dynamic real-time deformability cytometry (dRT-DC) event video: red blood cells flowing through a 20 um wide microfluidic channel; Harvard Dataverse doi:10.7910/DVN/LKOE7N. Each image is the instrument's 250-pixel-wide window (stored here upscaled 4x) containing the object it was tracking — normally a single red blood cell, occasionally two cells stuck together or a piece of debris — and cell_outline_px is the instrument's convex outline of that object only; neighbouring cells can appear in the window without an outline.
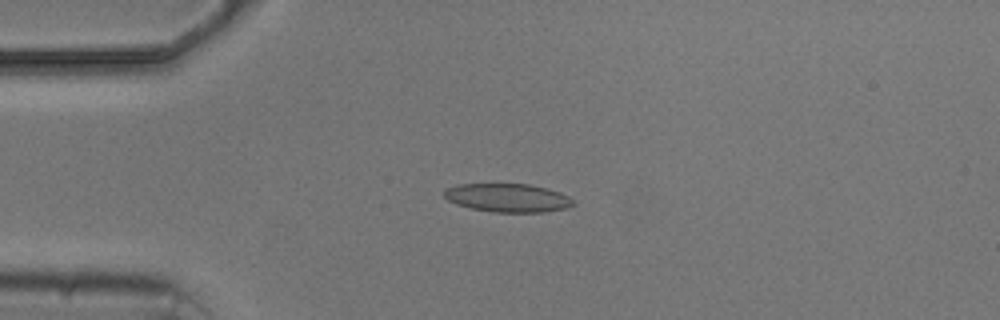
{"species": "common noctule bat (a hibernating species)", "species_latin": "Nyctalus noctula", "temperature_condition": "cold", "stored_images_in_passage": 4, "camera_frame_rate_fps": 3000, "um_per_image_px": 0.085, "animal": {"sex": "male", "body_mass_g": 20.5, "forearm_length_mm": 52.5}, "frame": {"image": 1, "passage_image": 4, "time_ms": 3.667, "image_size_px": [1000, 320], "cell_outline_px": [[576, 204], [564, 208], [544, 212], [492, 212], [472, 208], [456, 204], [448, 200], [444, 196], [444, 188], [456, 184], [528, 184], [548, 188], [560, 192], [568, 196]], "centroid_in_image_um": [43.13, 16.8], "position_along_channel_um": 41.9, "area_um2": 21.44}}